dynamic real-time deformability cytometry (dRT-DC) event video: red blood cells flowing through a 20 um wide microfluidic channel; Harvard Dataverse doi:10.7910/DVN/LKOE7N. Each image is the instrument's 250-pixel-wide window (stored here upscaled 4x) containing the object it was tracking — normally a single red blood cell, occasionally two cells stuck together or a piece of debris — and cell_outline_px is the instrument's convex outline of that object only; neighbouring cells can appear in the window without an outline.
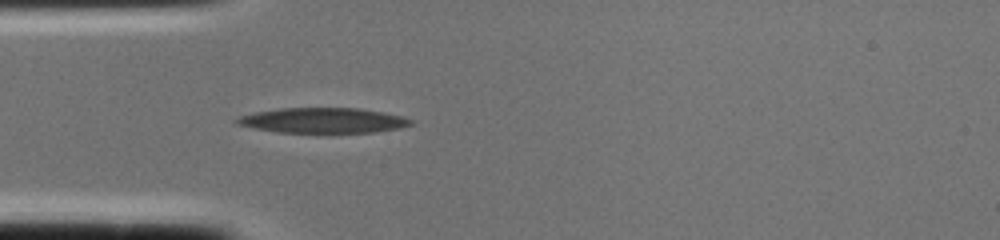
{"species": "common noctule bat (a hibernating species)", "species_latin": "Nyctalus noctula", "temperature_condition": "cold", "stored_images_in_passage": 1, "camera_frame_rate_fps": 3000, "um_per_image_px": 0.085, "animal": {"sex": "female", "body_mass_g": 22.0, "forearm_length_mm": 56.7}, "frame": {"image": 1, "passage_image": 1, "time_ms": 0.0, "image_size_px": [1000, 240], "cell_outline_px": [[416, 124], [400, 128], [372, 132], [276, 132], [252, 128], [236, 124], [232, 120], [240, 116], [252, 112], [280, 108], [356, 108], [380, 112], [400, 116], [412, 120]], "centroid_in_image_um": [27.38, 10.23], "position_along_channel_um": 57.6, "area_um2": 25.49}}